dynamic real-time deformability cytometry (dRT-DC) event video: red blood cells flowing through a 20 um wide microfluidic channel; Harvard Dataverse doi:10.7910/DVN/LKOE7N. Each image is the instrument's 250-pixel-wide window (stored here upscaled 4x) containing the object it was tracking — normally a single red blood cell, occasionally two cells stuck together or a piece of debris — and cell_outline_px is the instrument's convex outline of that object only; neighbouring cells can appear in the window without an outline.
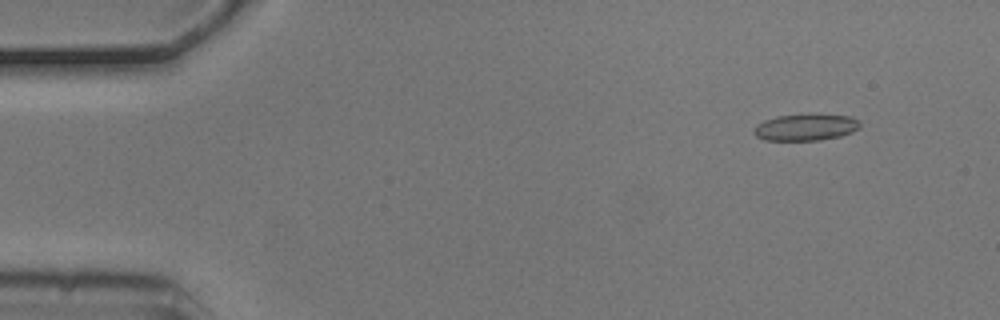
{"species": "common noctule bat (a hibernating species)", "species_latin": "Nyctalus noctula", "temperature_condition": "cold", "stored_images_in_passage": 5, "camera_frame_rate_fps": 3000, "um_per_image_px": 0.085, "animal": {"sex": "male", "body_mass_g": 20.5, "forearm_length_mm": 52.5}, "frame": {"image": 1, "passage_image": 2, "time_ms": 0.333, "image_size_px": [1000, 320], "cell_outline_px": [[860, 128], [852, 132], [840, 136], [820, 140], [764, 140], [756, 136], [752, 132], [756, 124], [764, 120], [776, 116], [852, 116], [860, 120]], "centroid_in_image_um": [68.46, 10.85], "position_along_channel_um": 16.5, "area_um2": 16.07}}
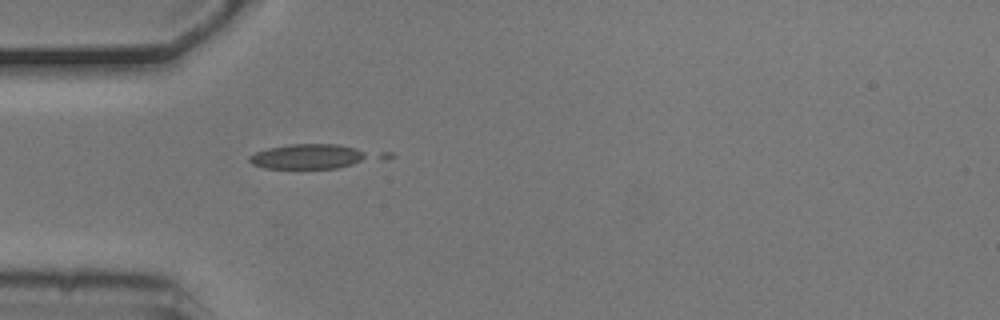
{"frame": {"image": 2, "passage_image": 5, "time_ms": 1.333, "image_size_px": [1000, 320], "cell_outline_px": [[396, 156], [384, 160], [336, 168], [264, 168], [252, 164], [248, 160], [248, 156], [256, 152], [268, 148], [288, 144], [336, 144], [392, 152]], "centroid_in_image_um": [26.87, 13.29], "position_along_channel_um": 58.1, "area_um2": 19.77}}